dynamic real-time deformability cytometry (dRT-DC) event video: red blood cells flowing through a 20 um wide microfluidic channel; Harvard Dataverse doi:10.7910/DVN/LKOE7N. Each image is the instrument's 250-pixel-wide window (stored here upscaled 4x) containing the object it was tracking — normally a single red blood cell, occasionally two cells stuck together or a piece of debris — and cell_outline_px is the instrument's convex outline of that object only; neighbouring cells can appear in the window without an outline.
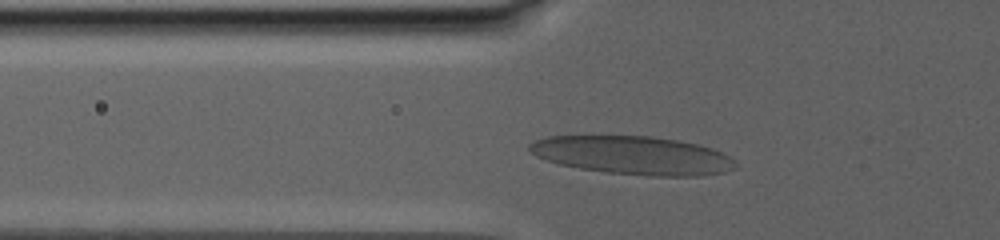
{"species": "human", "species_latin": "Homo sapiens", "temperature_condition": "warm", "stored_images_in_passage": 133, "camera_frame_rate_fps": 3000, "um_per_image_px": 0.085, "donor": {"sex": "male"}, "frame": {"image": 1, "passage_image": 37, "time_ms": 5.0, "image_size_px": [1000, 240], "cell_outline_px": [[740, 164], [736, 168], [724, 172], [704, 176], [652, 176], [604, 172], [580, 168], [560, 164], [536, 156], [528, 152], [528, 144], [536, 140], [548, 136], [652, 136], [700, 144], [712, 148], [732, 156]], "centroid_in_image_um": [53.87, 13.2], "position_along_channel_um": 71.9, "area_um2": 46.47}}
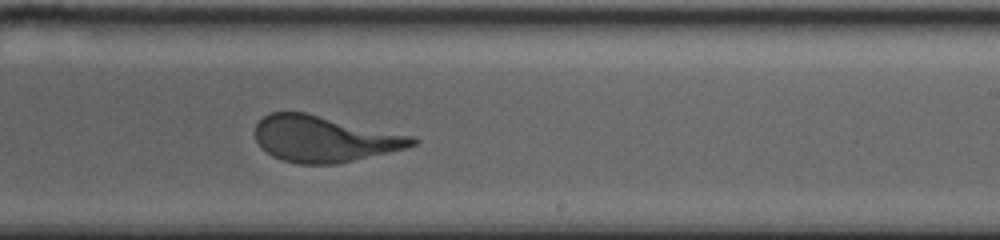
{"frame": {"image": 2, "passage_image": 91, "time_ms": 12.0, "image_size_px": [1000, 240], "cell_outline_px": [[420, 140], [416, 144], [404, 148], [336, 164], [296, 164], [280, 160], [272, 156], [256, 140], [256, 124], [264, 116], [272, 112], [304, 112], [416, 136]], "centroid_in_image_um": [27.57, 11.8], "position_along_channel_um": 261.4, "area_um2": 42.02}}
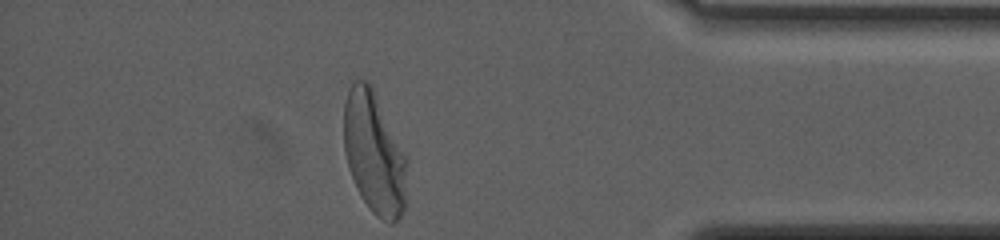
{"frame": {"image": 3, "passage_image": 131, "time_ms": 18.0, "image_size_px": [1000, 240], "cell_outline_px": [[408, 164], [404, 208], [400, 216], [392, 224], [388, 224], [376, 216], [372, 212], [360, 196], [356, 188], [348, 168], [344, 152], [344, 104], [348, 88], [356, 80], [364, 80], [372, 84], [408, 160]], "centroid_in_image_um": [31.8, 13.01], "position_along_channel_um": 403.4, "area_um2": 45.37}}